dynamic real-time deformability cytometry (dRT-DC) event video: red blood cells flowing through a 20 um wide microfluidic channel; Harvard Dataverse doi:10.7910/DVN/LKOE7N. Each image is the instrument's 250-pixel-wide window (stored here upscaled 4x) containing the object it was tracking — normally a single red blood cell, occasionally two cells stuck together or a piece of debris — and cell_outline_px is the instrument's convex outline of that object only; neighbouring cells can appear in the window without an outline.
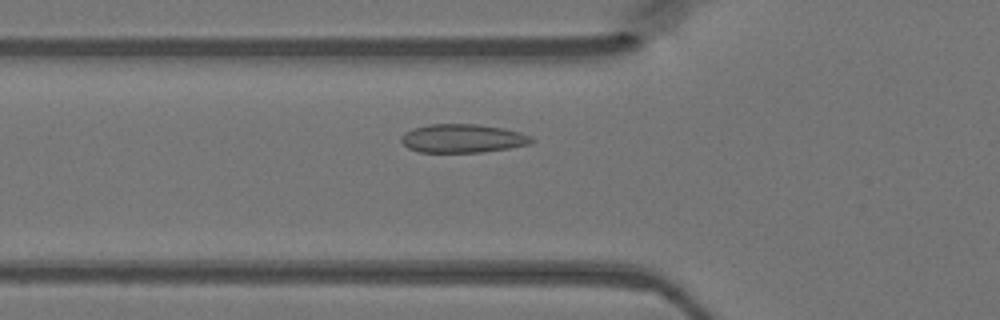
{"species": "Egyptian fruit bat (a non-hibernating species)", "species_latin": "Rousettus aegyptiacus", "temperature_condition": "warm", "stored_images_in_passage": 44, "camera_frame_rate_fps": 3000, "um_per_image_px": 0.085, "animal": {"sex": "female"}, "frame": {"image": 1, "passage_image": 13, "time_ms": 4.0, "image_size_px": [1000, 320], "cell_outline_px": [[536, 140], [528, 144], [508, 148], [484, 152], [420, 152], [408, 148], [400, 140], [400, 136], [404, 132], [412, 128], [428, 124], [476, 124], [504, 128], [520, 132], [532, 136]], "centroid_in_image_um": [39.31, 11.76], "position_along_channel_um": 86.5, "area_um2": 21.85}}
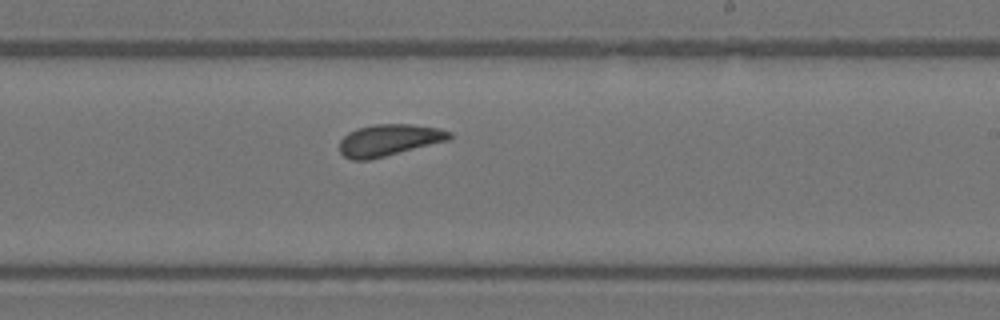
{"frame": {"image": 2, "passage_image": 25, "time_ms": 8.0, "image_size_px": [1000, 320], "cell_outline_px": [[452, 140], [368, 160], [352, 160], [344, 156], [340, 152], [340, 140], [348, 132], [356, 128], [372, 124], [412, 124], [440, 128], [452, 132]], "centroid_in_image_um": [33.1, 11.9], "position_along_channel_um": 255.9, "area_um2": 20.58}}
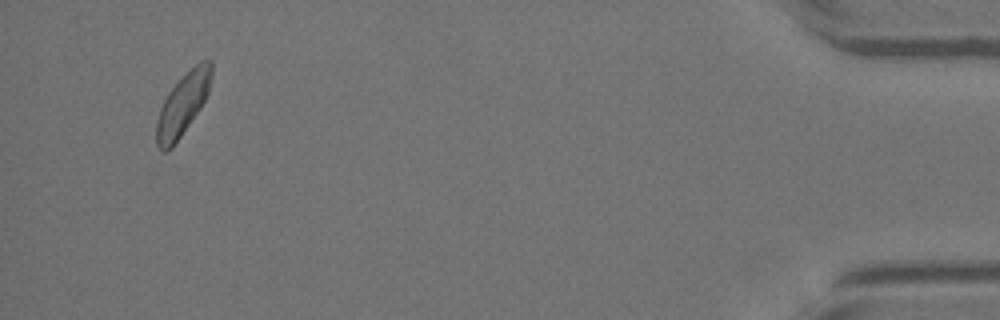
{"frame": {"image": 3, "passage_image": 42, "time_ms": 13.667, "image_size_px": [1000, 320], "cell_outline_px": [[212, 76], [208, 92], [200, 108], [172, 148], [168, 152], [160, 152], [156, 144], [156, 120], [160, 108], [168, 92], [200, 60], [212, 60]], "centroid_in_image_um": [15.51, 8.91], "position_along_channel_um": 419.7, "area_um2": 19.65}}